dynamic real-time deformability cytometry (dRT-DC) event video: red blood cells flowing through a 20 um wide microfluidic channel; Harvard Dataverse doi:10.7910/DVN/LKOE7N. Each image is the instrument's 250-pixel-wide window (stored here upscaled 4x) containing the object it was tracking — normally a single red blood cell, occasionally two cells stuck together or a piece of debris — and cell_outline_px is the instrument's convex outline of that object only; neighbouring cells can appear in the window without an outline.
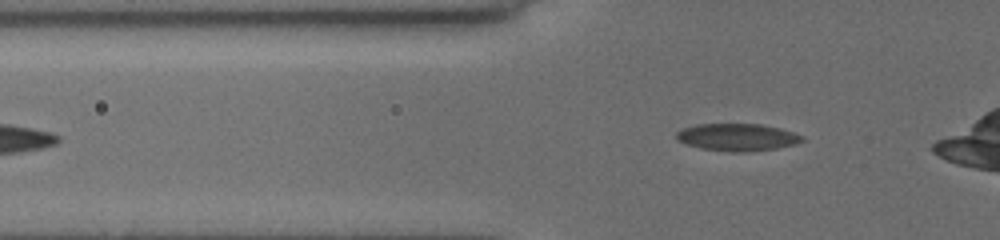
{"species": "common noctule bat (a hibernating species)", "species_latin": "Nyctalus noctula", "temperature_condition": "cold", "stored_images_in_passage": 33, "camera_frame_rate_fps": 3000, "um_per_image_px": 0.085, "animal": {"sex": "female", "body_mass_g": 19.5, "forearm_length_mm": 54.1}, "frame": {"image": 1, "passage_image": 3, "time_ms": 0.667, "image_size_px": [1000, 240], "cell_outline_px": [[804, 140], [792, 144], [776, 148], [748, 152], [732, 152], [700, 148], [676, 140], [676, 132], [680, 128], [696, 124], [760, 124], [780, 128], [804, 136]], "centroid_in_image_um": [62.62, 11.65], "position_along_channel_um": 63.2, "area_um2": 20.0}}
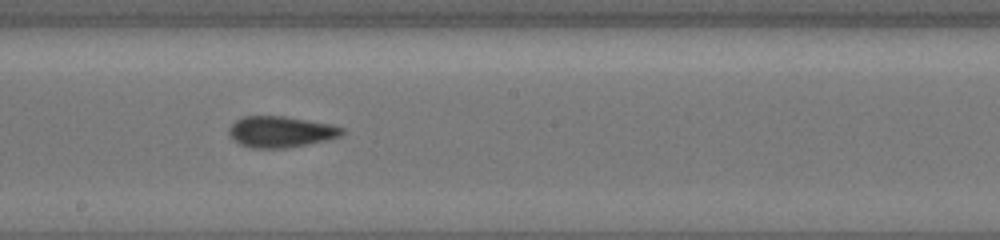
{"frame": {"image": 2, "passage_image": 16, "time_ms": 5.0, "image_size_px": [1000, 240], "cell_outline_px": [[344, 132], [340, 136], [328, 140], [288, 148], [252, 148], [240, 144], [228, 132], [228, 128], [236, 120], [244, 116], [284, 116], [332, 124], [344, 128]], "centroid_in_image_um": [23.89, 11.2], "position_along_channel_um": 224.3, "area_um2": 20.52}}
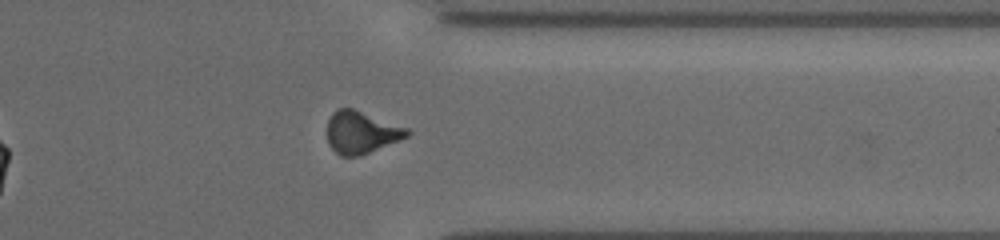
{"frame": {"image": 3, "passage_image": 28, "time_ms": 9.0, "image_size_px": [1000, 240], "cell_outline_px": [[412, 132], [408, 136], [400, 140], [360, 156], [340, 156], [328, 144], [328, 120], [332, 112], [336, 108], [352, 108], [408, 128]], "centroid_in_image_um": [30.71, 11.25], "position_along_channel_um": 380.7, "area_um2": 19.65}, "authors_computed_cell_mechanics": {"area_um2": 19.8832, "velocity_mm_per_s": 3.9474, "shape_relaxation_time_tau1_ms": 5.9755, "shape_relaxation_time_tau2_ms": 1.48, "deformation_change_tau1": 0.1511, "deformation_change_tau2": 0.0762}}